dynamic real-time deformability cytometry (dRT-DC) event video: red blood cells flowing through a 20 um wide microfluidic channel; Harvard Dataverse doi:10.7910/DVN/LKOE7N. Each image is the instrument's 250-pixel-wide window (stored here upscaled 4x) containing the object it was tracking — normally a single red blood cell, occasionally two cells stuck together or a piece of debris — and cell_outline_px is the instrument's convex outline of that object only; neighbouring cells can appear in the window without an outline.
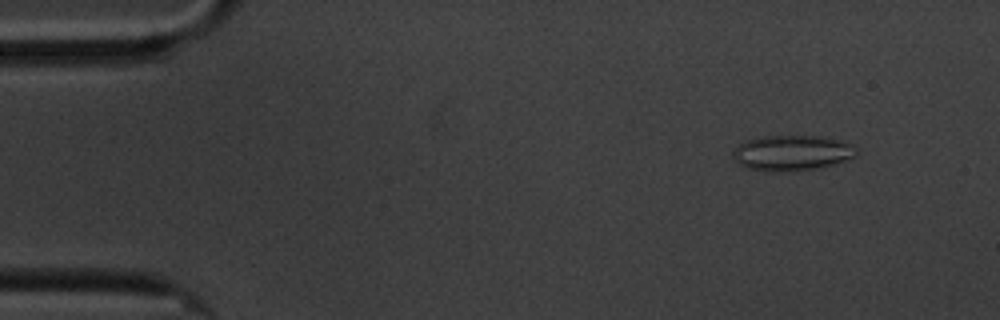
{"species": "common noctule bat (a hibernating species)", "species_latin": "Nyctalus noctula", "temperature_condition": "cold", "stored_images_in_passage": 5, "camera_frame_rate_fps": 3000, "um_per_image_px": 0.085, "animal": {"sex": "male", "body_mass_g": 20.1, "forearm_length_mm": 53.5}, "frame": {"image": 1, "passage_image": 2, "time_ms": 1.0, "image_size_px": [1000, 320], "cell_outline_px": [[860, 148], [856, 156], [836, 164], [820, 168], [788, 172], [764, 172], [744, 168], [732, 156], [732, 152], [744, 140], [764, 136], [824, 136], [840, 140], [852, 144]], "centroid_in_image_um": [67.35, 13.01], "position_along_channel_um": 17.6, "area_um2": 26.18}}
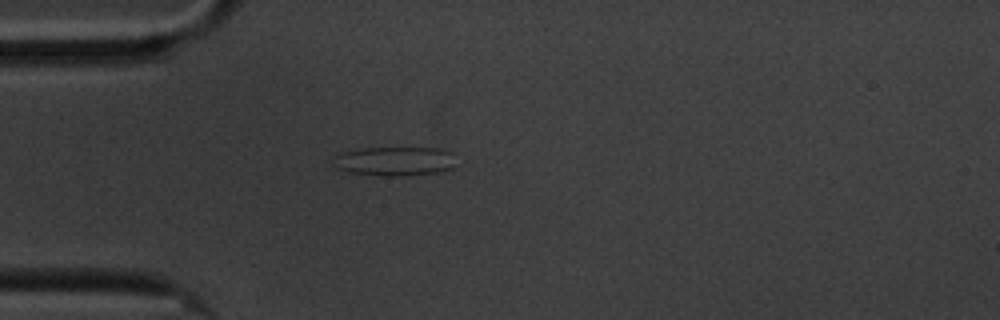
{"frame": {"image": 2, "passage_image": 4, "time_ms": 4.333, "image_size_px": [1000, 320], "cell_outline_px": [[456, 168], [440, 172], [400, 176], [384, 176], [348, 172], [336, 168], [336, 156], [340, 152], [364, 148], [440, 148], [452, 152]], "centroid_in_image_um": [33.62, 13.7], "position_along_channel_um": 51.4, "area_um2": 20.92}}